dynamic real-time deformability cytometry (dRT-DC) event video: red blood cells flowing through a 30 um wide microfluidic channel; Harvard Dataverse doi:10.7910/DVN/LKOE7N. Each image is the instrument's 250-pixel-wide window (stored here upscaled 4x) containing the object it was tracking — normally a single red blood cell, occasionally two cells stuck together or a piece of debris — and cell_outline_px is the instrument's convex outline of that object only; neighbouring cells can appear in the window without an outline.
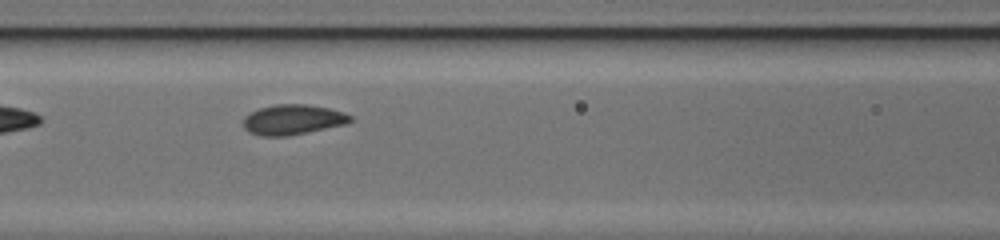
{"species": "common noctule bat (a hibernating species)", "species_latin": "Nyctalus noctula", "temperature_condition": "cold", "stored_images_in_passage": 17, "camera_frame_rate_fps": 3000, "um_per_image_px": 0.085, "animal": {"sex": "female", "body_mass_g": 17.0, "forearm_length_mm": 48.0}, "frame": {"image": 1, "passage_image": 6, "time_ms": 1.667, "image_size_px": [1000, 240], "cell_outline_px": [[356, 120], [348, 124], [288, 136], [260, 136], [248, 132], [244, 128], [244, 116], [260, 108], [276, 104], [308, 104], [328, 108], [344, 112], [352, 116]], "centroid_in_image_um": [24.94, 10.17], "position_along_channel_um": 141.7, "area_um2": 19.02}}
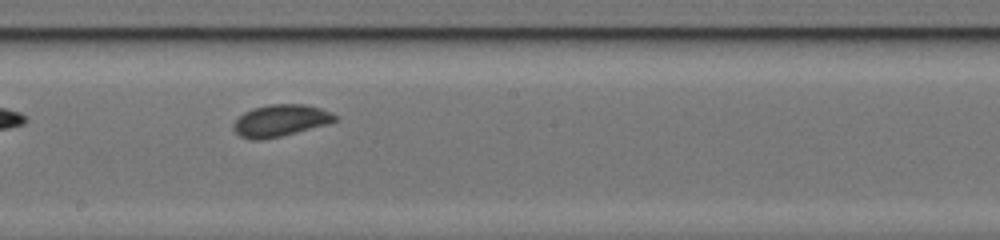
{"frame": {"image": 2, "passage_image": 12, "time_ms": 3.667, "image_size_px": [1000, 240], "cell_outline_px": [[340, 116], [336, 120], [328, 124], [264, 140], [248, 140], [240, 136], [232, 128], [232, 124], [244, 112], [252, 108], [268, 104], [308, 104], [320, 108]], "centroid_in_image_um": [23.83, 10.24], "position_along_channel_um": 224.4, "area_um2": 19.02}}
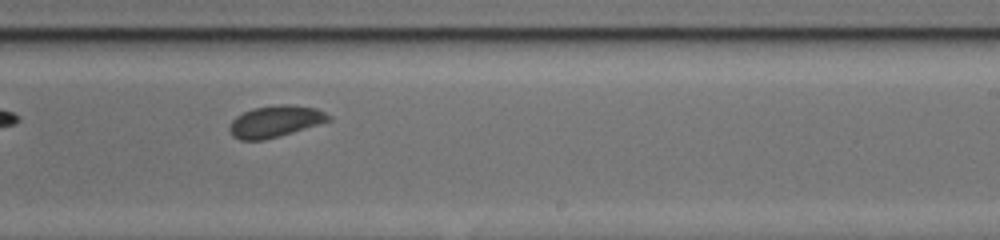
{"frame": {"image": 3, "passage_image": 15, "time_ms": 4.667, "image_size_px": [1000, 240], "cell_outline_px": [[332, 120], [320, 124], [280, 136], [264, 140], [240, 140], [232, 136], [228, 128], [232, 120], [236, 116], [252, 108], [276, 104], [292, 104], [316, 108], [332, 116]], "centroid_in_image_um": [23.41, 10.31], "position_along_channel_um": 265.6, "area_um2": 18.5}}